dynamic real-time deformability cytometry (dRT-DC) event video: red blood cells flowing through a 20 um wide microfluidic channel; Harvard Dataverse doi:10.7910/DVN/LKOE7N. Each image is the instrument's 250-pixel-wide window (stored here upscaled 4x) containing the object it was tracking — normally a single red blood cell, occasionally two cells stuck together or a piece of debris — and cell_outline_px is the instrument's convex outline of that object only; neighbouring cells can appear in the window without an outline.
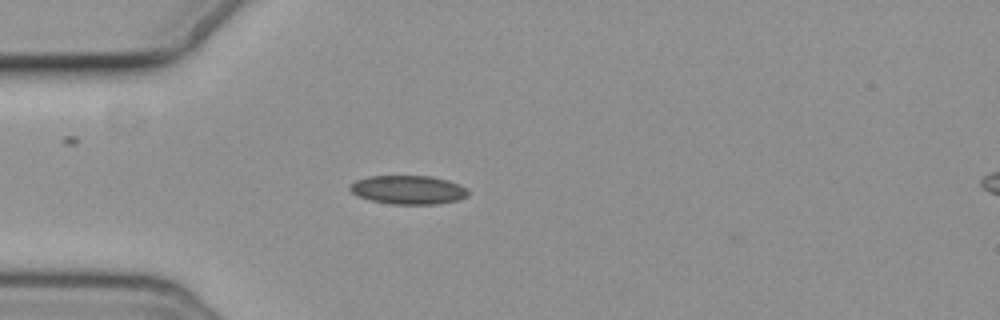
{"species": "common noctule bat (a hibernating species)", "species_latin": "Nyctalus noctula", "temperature_condition": "cold", "stored_images_in_passage": 2, "camera_frame_rate_fps": 3000, "um_per_image_px": 0.085, "animal": {"sex": "female", "body_mass_g": 19.3, "forearm_length_mm": 54.1}, "frame": {"image": 1, "passage_image": 1, "time_ms": 0.0, "image_size_px": [1000, 320], "cell_outline_px": [[468, 196], [456, 200], [436, 204], [392, 204], [368, 200], [352, 192], [348, 188], [356, 180], [368, 176], [432, 176], [448, 180], [460, 184], [468, 188]], "centroid_in_image_um": [34.72, 16.13], "position_along_channel_um": 50.3, "area_um2": 19.83}}